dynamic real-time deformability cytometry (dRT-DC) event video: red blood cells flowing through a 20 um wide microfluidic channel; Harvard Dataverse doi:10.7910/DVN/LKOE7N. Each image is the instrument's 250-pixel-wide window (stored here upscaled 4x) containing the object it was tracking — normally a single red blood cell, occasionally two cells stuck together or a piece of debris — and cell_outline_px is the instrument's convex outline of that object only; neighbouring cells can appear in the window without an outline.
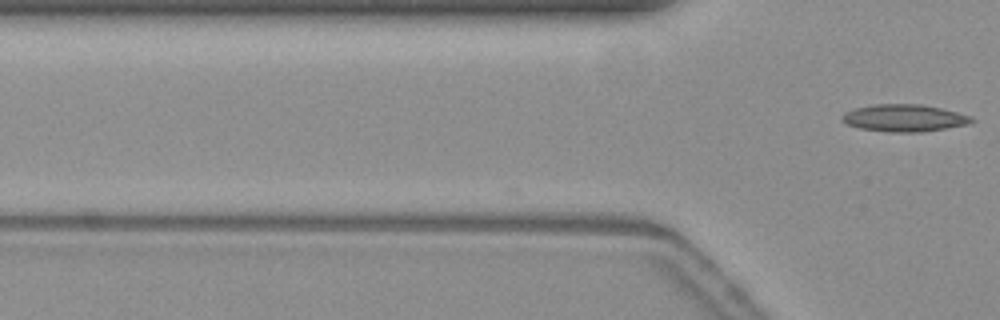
{"species": "common noctule bat (a hibernating species)", "species_latin": "Nyctalus noctula", "temperature_condition": "warm", "stored_images_in_passage": 2, "camera_frame_rate_fps": 3000, "um_per_image_px": 0.085, "animal": {"sex": "female", "body_mass_g": 19.3, "forearm_length_mm": 54.1}, "frame": {"image": 1, "passage_image": 2, "time_ms": 0.333, "image_size_px": [1000, 320], "cell_outline_px": [[972, 120], [964, 124], [944, 128], [920, 132], [892, 132], [860, 128], [848, 124], [840, 120], [840, 116], [844, 112], [856, 108], [872, 104], [920, 104], [940, 108], [956, 112], [968, 116]], "centroid_in_image_um": [76.74, 10.02], "position_along_channel_um": 49.1, "area_um2": 20.06}}